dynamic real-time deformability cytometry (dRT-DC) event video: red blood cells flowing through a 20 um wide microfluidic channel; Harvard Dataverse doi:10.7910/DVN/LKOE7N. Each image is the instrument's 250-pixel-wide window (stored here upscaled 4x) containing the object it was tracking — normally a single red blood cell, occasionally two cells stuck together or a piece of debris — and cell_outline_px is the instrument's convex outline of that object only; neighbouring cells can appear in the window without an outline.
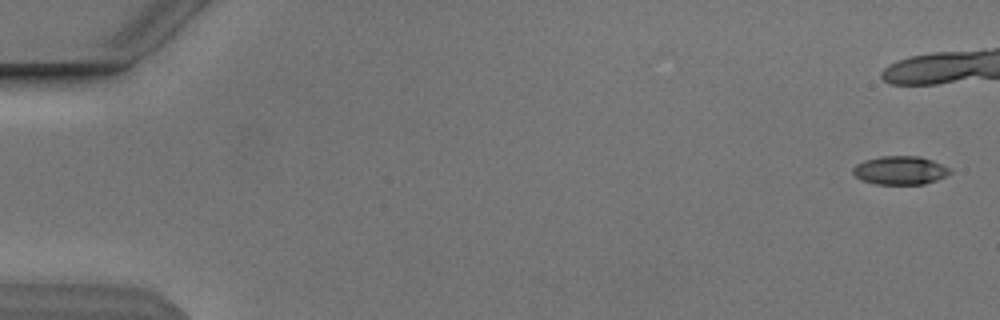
{"species": "Egyptian fruit bat (a non-hibernating species)", "species_latin": "Rousettus aegyptiacus", "temperature_condition": "cold", "stored_images_in_passage": 7, "camera_frame_rate_fps": 3000, "um_per_image_px": 0.085, "animal": {"sex": "male"}, "frame": {"image": 1, "passage_image": 1, "time_ms": 0.0, "image_size_px": [1000, 320], "cell_outline_px": [[952, 172], [936, 180], [924, 184], [876, 184], [864, 180], [856, 176], [852, 172], [852, 168], [856, 164], [864, 160], [880, 156], [920, 156], [932, 160], [952, 168]], "centroid_in_image_um": [76.53, 14.47], "position_along_channel_um": 8.5, "area_um2": 16.13}}